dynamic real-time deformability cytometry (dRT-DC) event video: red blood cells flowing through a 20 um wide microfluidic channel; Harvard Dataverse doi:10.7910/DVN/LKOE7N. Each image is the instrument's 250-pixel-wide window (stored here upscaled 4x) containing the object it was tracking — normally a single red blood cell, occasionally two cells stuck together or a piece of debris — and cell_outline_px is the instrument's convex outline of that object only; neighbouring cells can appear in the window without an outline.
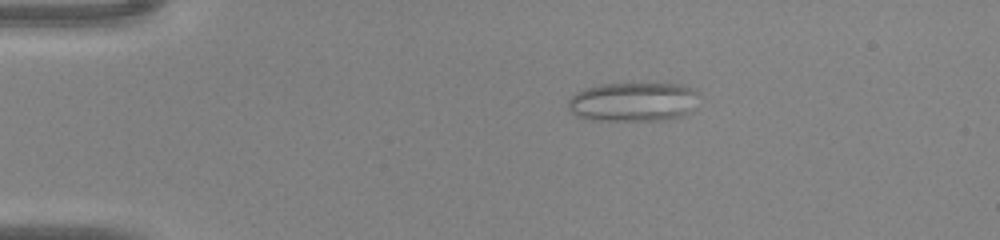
{"species": "common noctule bat (a hibernating species)", "species_latin": "Nyctalus noctula", "temperature_condition": "warm", "stored_images_in_passage": 46, "camera_frame_rate_fps": 3000, "um_per_image_px": 0.085, "animal": {"sex": "male", "body_mass_g": 20.0, "forearm_length_mm": 53.3}, "frame": {"image": 1, "passage_image": 9, "time_ms": 2.667, "image_size_px": [1000, 240], "cell_outline_px": [[700, 92], [692, 112], [684, 116], [664, 120], [592, 120], [576, 116], [568, 108], [568, 100], [576, 92], [584, 88], [600, 84], [684, 84], [696, 88]], "centroid_in_image_um": [53.88, 8.65], "position_along_channel_um": 31.1, "area_um2": 30.35}}
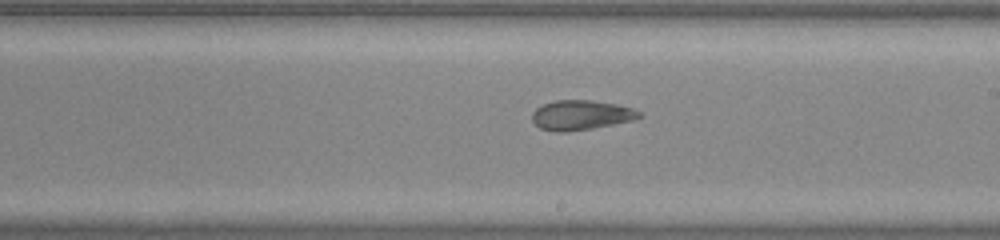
{"frame": {"image": 2, "passage_image": 27, "time_ms": 8.667, "image_size_px": [1000, 240], "cell_outline_px": [[644, 116], [632, 120], [592, 128], [568, 132], [556, 132], [540, 128], [532, 120], [532, 112], [536, 108], [544, 104], [556, 100], [592, 100], [616, 104], [632, 108], [640, 112]], "centroid_in_image_um": [49.38, 9.78], "position_along_channel_um": 239.6, "area_um2": 18.5}}
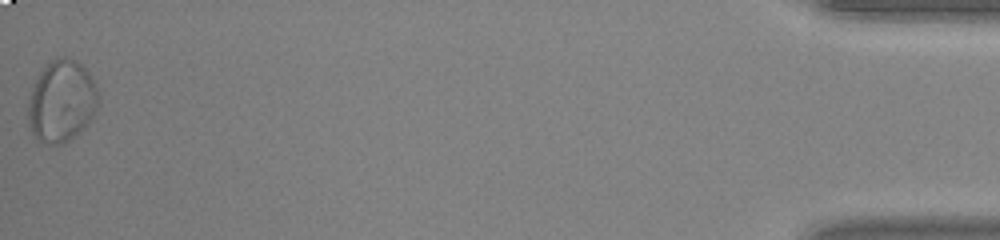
{"frame": {"image": 3, "passage_image": 46, "time_ms": 15.0, "image_size_px": [1000, 240], "cell_outline_px": [[100, 104], [92, 116], [64, 144], [48, 144], [36, 140], [32, 132], [28, 120], [28, 100], [32, 88], [40, 72], [56, 56], [64, 56], [76, 60], [88, 72], [96, 84], [100, 100]], "centroid_in_image_um": [5.23, 8.58], "position_along_channel_um": 430.0, "area_um2": 33.29}}